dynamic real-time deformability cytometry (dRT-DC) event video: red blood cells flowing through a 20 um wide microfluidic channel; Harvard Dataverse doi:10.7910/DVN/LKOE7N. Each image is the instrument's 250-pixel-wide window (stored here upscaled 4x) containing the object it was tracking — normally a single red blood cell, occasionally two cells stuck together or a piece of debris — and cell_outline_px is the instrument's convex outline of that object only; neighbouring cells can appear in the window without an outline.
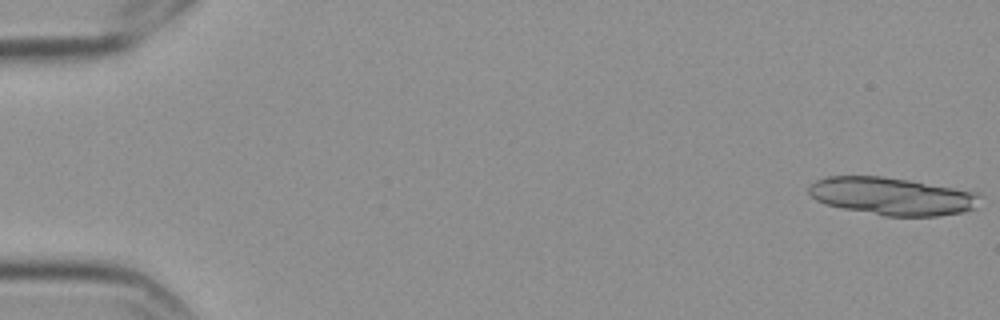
{"species": "Egyptian fruit bat (a non-hibernating species)", "species_latin": "Rousettus aegyptiacus", "temperature_condition": "cold", "stored_images_in_passage": 5, "camera_frame_rate_fps": 3000, "um_per_image_px": 0.085, "frame": {"image": 1, "passage_image": 1, "time_ms": 0.0, "image_size_px": [1000, 320], "cell_outline_px": [[984, 196], [976, 208], [964, 212], [940, 216], [884, 216], [840, 208], [816, 200], [808, 192], [808, 188], [816, 180], [828, 176], [884, 176], [908, 180], [976, 192]], "centroid_in_image_um": [75.87, 16.69], "position_along_channel_um": 9.1, "area_um2": 37.74}}